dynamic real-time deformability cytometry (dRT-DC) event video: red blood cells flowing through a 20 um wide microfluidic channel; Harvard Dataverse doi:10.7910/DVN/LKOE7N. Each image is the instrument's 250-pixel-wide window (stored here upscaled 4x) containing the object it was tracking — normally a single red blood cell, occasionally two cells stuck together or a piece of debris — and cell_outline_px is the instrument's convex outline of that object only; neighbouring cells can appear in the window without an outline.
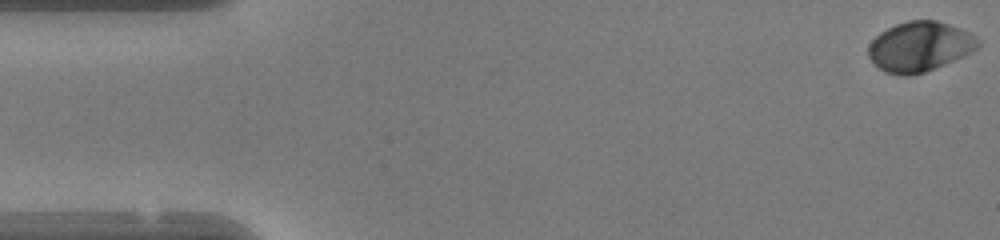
{"species": "human", "species_latin": "Homo sapiens", "temperature_condition": "warm", "stored_images_in_passage": 49, "camera_frame_rate_fps": 3000, "um_per_image_px": 0.085, "donor": {"sex": "female"}, "frame": {"image": 1, "passage_image": 1, "time_ms": 0.0, "image_size_px": [1000, 240], "cell_outline_px": [[980, 44], [976, 48], [964, 56], [924, 72], [912, 76], [904, 76], [884, 72], [868, 56], [868, 44], [880, 32], [896, 24], [908, 20], [936, 20], [960, 28], [968, 32], [980, 40]], "centroid_in_image_um": [78.16, 3.96], "position_along_channel_um": 6.8, "area_um2": 31.73}}
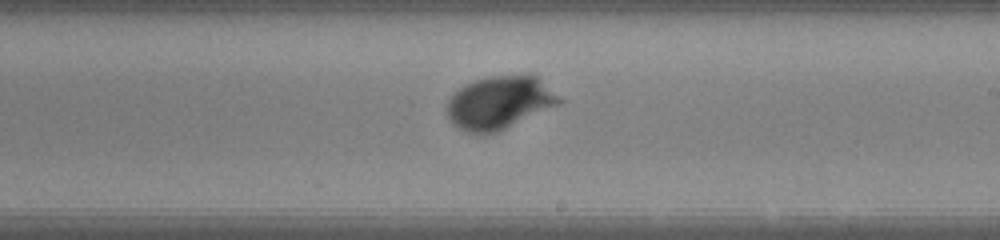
{"frame": {"image": 2, "passage_image": 28, "time_ms": 9.0, "image_size_px": [1000, 240], "cell_outline_px": [[564, 100], [560, 104], [496, 132], [480, 136], [456, 128], [452, 124], [448, 116], [448, 100], [464, 84], [472, 80], [488, 76], [528, 72], [536, 76]], "centroid_in_image_um": [42.46, 8.7], "position_along_channel_um": 246.5, "area_um2": 35.14}}
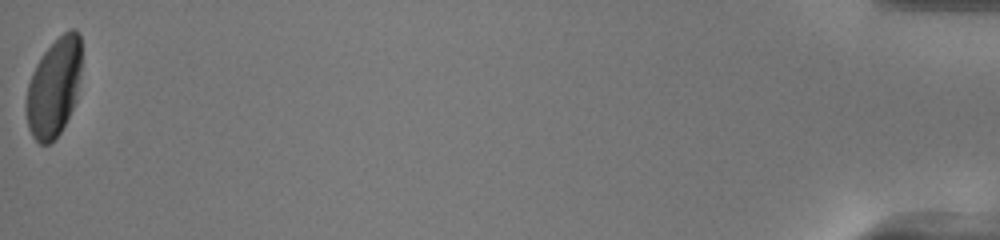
{"frame": {"image": 3, "passage_image": 49, "time_ms": 16.0, "image_size_px": [1000, 240], "cell_outline_px": [[80, 80], [76, 100], [60, 132], [48, 144], [40, 144], [32, 136], [28, 128], [24, 108], [28, 84], [32, 72], [36, 64], [44, 52], [64, 32], [72, 28], [76, 28], [80, 32]], "centroid_in_image_um": [4.57, 7.43], "position_along_channel_um": 430.6, "area_um2": 31.79}, "authors_computed_cell_mechanics": {"area_um2": 32.4836, "velocity_mm_per_s": 4.1646, "shape_relaxation_time_tau1_ms": 2.3674, "shape_relaxation_time_tau2_ms": null, "deformation_change_tau1": 0.1335, "deformation_change_tau2": null}}